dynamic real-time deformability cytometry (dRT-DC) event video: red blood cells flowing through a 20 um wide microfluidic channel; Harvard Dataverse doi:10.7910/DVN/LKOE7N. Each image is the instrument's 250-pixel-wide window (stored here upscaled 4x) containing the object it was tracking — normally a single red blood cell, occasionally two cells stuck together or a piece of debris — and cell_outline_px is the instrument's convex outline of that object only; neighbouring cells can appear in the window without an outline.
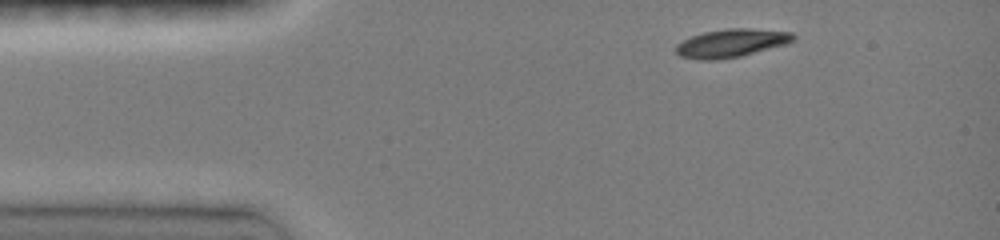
{"species": "common noctule bat (a hibernating species)", "species_latin": "Nyctalus noctula", "temperature_condition": "room temperature", "stored_images_in_passage": 3, "camera_frame_rate_fps": 3000, "um_per_image_px": 0.085, "animal": {"sex": "female", "body_mass_g": 19.0, "forearm_length_mm": 51.5}, "frame": {"image": 1, "passage_image": 1, "time_ms": 0.0, "image_size_px": [1000, 240], "cell_outline_px": [[796, 40], [788, 44], [740, 56], [716, 60], [696, 60], [680, 56], [676, 52], [676, 44], [692, 36], [704, 32], [728, 28], [748, 28], [792, 32], [796, 36]], "centroid_in_image_um": [62.19, 3.67], "position_along_channel_um": 22.8, "area_um2": 19.42}}
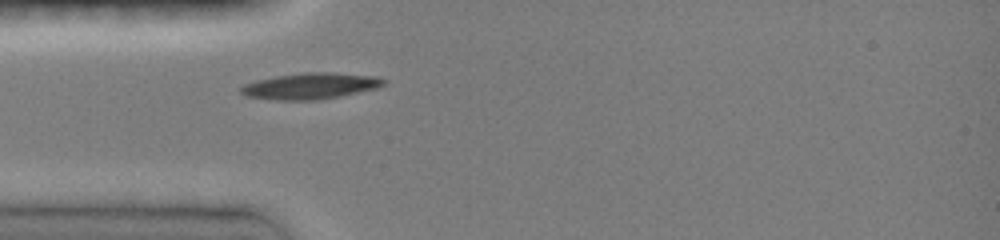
{"frame": {"image": 2, "passage_image": 3, "time_ms": 2.333, "image_size_px": [1000, 240], "cell_outline_px": [[388, 80], [384, 84], [376, 88], [340, 96], [316, 100], [276, 100], [244, 96], [240, 92], [240, 88], [244, 84], [256, 80], [276, 76], [304, 72], [332, 72], [376, 76]], "centroid_in_image_um": [26.37, 7.3], "position_along_channel_um": 58.6, "area_um2": 21.85}}